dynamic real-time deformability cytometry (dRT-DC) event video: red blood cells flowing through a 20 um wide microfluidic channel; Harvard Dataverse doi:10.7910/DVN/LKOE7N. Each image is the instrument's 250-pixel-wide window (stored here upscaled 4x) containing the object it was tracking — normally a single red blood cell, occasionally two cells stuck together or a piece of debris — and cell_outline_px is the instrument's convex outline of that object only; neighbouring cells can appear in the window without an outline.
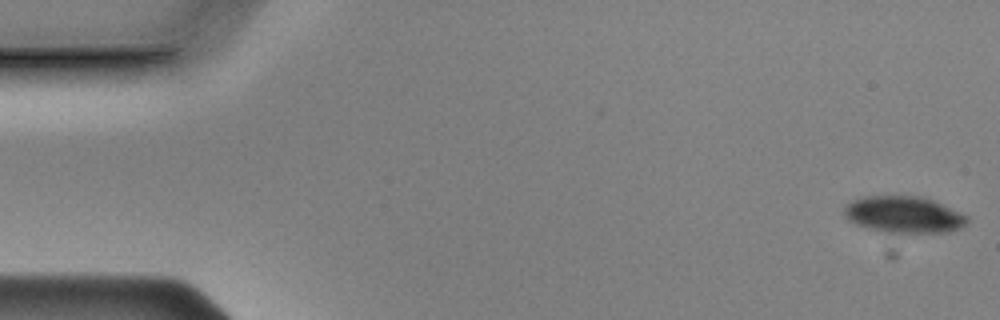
{"species": "Egyptian fruit bat (a non-hibernating species)", "species_latin": "Rousettus aegyptiacus", "temperature_condition": "cold", "stored_images_in_passage": 55, "camera_frame_rate_fps": 3000, "um_per_image_px": 0.085, "animal": {"sex": "male"}, "frame": {"image": 1, "passage_image": 1, "time_ms": 0.0, "image_size_px": [1000, 320], "cell_outline_px": [[968, 220], [960, 228], [948, 232], [880, 232], [856, 224], [848, 220], [844, 216], [844, 204], [852, 200], [864, 196], [924, 196], [968, 216]], "centroid_in_image_um": [76.78, 18.23], "position_along_channel_um": 8.2, "area_um2": 26.24}}
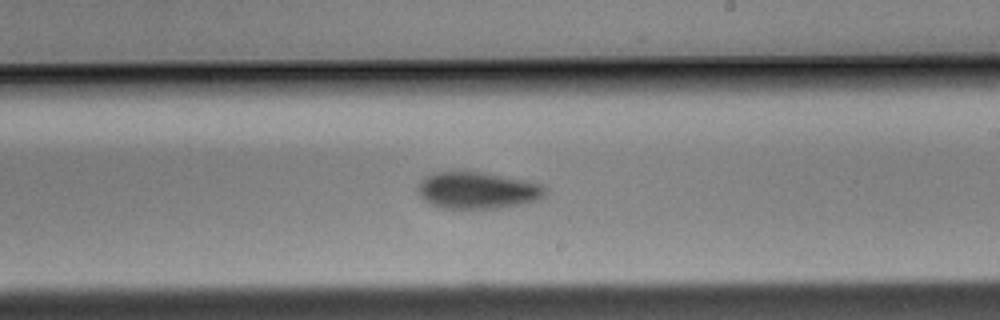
{"frame": {"image": 2, "passage_image": 32, "time_ms": 10.333, "image_size_px": [1000, 320], "cell_outline_px": [[548, 192], [540, 200], [500, 208], [440, 208], [428, 204], [420, 196], [416, 188], [428, 176], [440, 172], [484, 172], [528, 180], [544, 184], [548, 188]], "centroid_in_image_um": [40.67, 16.19], "position_along_channel_um": 248.3, "area_um2": 27.51}}
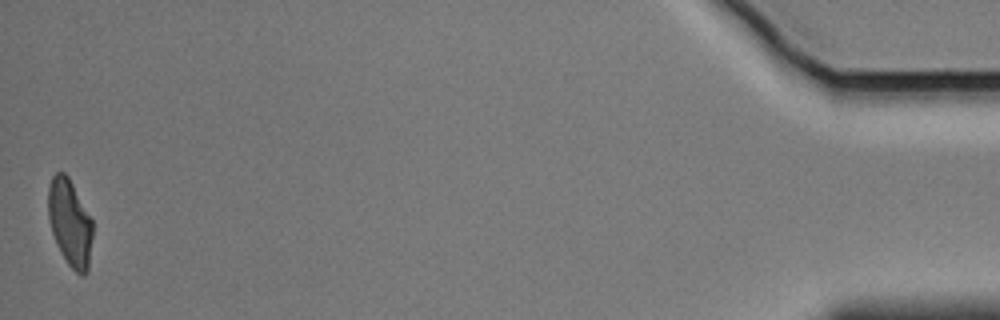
{"frame": {"image": 3, "passage_image": 55, "time_ms": 18.0, "image_size_px": [1000, 320], "cell_outline_px": [[92, 236], [88, 272], [84, 276], [80, 276], [68, 264], [52, 232], [48, 220], [48, 188], [52, 176], [56, 172], [64, 172], [68, 176], [92, 220]], "centroid_in_image_um": [5.94, 18.93], "position_along_channel_um": 429.3, "area_um2": 22.25}, "authors_computed_cell_mechanics": {"area_um2": 27.455, "velocity_mm_per_s": 3.5995, "shape_relaxation_time_tau1_ms": 2.3158, "shape_relaxation_time_tau2_ms": null, "deformation_change_tau1": 0.0978, "deformation_change_tau2": null}}